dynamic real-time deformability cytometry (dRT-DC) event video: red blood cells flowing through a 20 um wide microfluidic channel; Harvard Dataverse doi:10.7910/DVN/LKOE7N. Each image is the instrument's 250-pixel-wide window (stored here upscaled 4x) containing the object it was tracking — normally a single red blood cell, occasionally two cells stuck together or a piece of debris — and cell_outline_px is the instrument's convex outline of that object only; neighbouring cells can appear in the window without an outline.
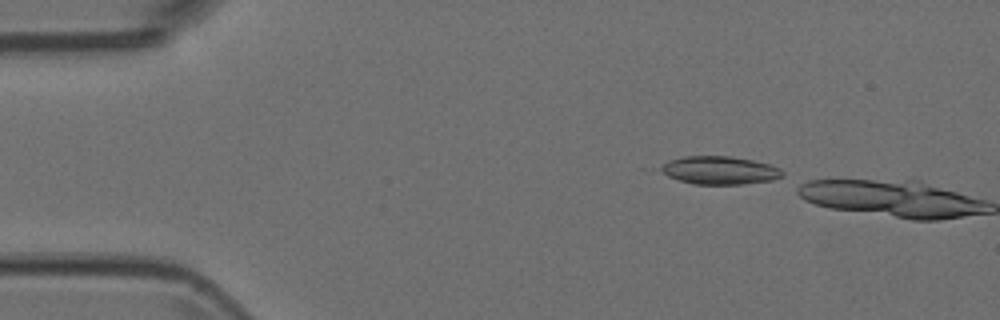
{"species": "Egyptian fruit bat (a non-hibernating species)", "species_latin": "Rousettus aegyptiacus", "temperature_condition": "room temperature", "stored_images_in_passage": 2, "camera_frame_rate_fps": 3000, "um_per_image_px": 0.085, "animal": {"sex": "female"}, "frame": {"image": 1, "passage_image": 1, "time_ms": 0.0, "image_size_px": [1000, 320], "cell_outline_px": [[784, 176], [772, 180], [744, 184], [692, 184], [668, 176], [656, 168], [668, 160], [684, 156], [732, 156], [752, 160], [768, 164], [780, 168], [784, 172]], "centroid_in_image_um": [61.15, 14.47], "position_along_channel_um": 23.9, "area_um2": 20.06}}